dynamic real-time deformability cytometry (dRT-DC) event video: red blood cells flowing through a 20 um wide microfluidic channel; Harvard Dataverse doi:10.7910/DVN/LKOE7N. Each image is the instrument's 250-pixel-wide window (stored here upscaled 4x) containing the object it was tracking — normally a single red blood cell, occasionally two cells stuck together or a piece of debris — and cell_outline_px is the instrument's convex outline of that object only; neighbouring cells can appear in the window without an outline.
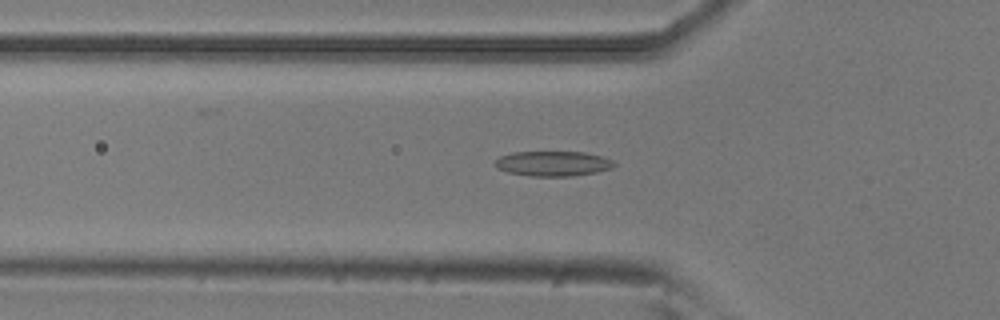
{"species": "common noctule bat (a hibernating species)", "species_latin": "Nyctalus noctula", "temperature_condition": "room temperature", "stored_images_in_passage": 53, "camera_frame_rate_fps": 3000, "um_per_image_px": 0.085, "animal": {"sex": "male", "body_mass_g": 20.5, "forearm_length_mm": 52.5}, "frame": {"image": 1, "passage_image": 17, "time_ms": 5.333, "image_size_px": [1000, 320], "cell_outline_px": [[616, 164], [612, 168], [596, 172], [572, 176], [532, 176], [508, 172], [496, 168], [492, 164], [500, 156], [512, 152], [584, 152], [600, 156], [612, 160]], "centroid_in_image_um": [46.97, 13.9], "position_along_channel_um": 78.8, "area_um2": 17.34}}
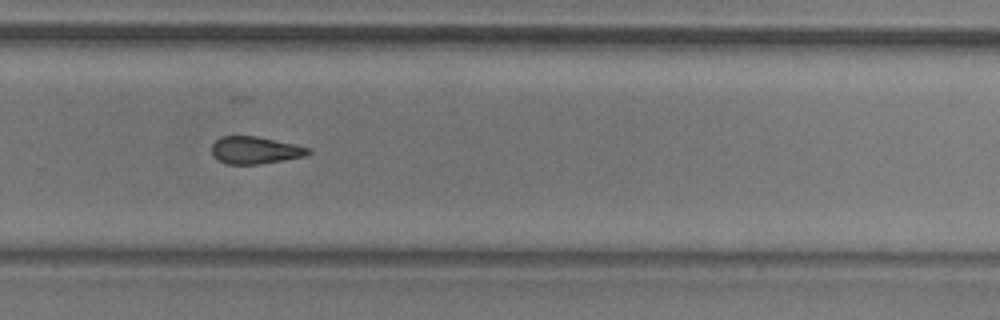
{"frame": {"image": 2, "passage_image": 35, "time_ms": 11.333, "image_size_px": [1000, 320], "cell_outline_px": [[312, 152], [304, 156], [260, 164], [228, 164], [212, 156], [212, 144], [220, 136], [256, 136], [296, 144], [308, 148]], "centroid_in_image_um": [21.67, 12.76], "position_along_channel_um": 308.1, "area_um2": 15.26}}
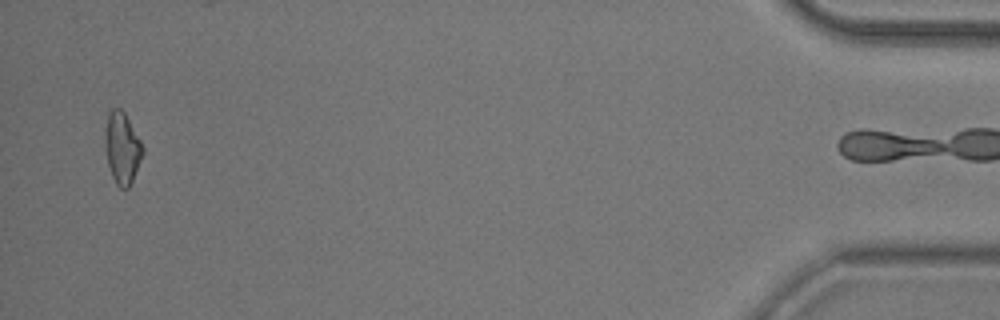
{"frame": {"image": 3, "passage_image": 51, "time_ms": 16.667, "image_size_px": [1000, 320], "cell_outline_px": [[144, 152], [132, 180], [128, 188], [120, 188], [116, 184], [112, 176], [108, 164], [104, 148], [104, 136], [108, 112], [112, 108], [120, 108], [124, 112], [140, 140], [144, 148]], "centroid_in_image_um": [10.36, 12.56], "position_along_channel_um": 424.8, "area_um2": 15.66}, "authors_computed_cell_mechanics": {"area_um2": 16.3574, "velocity_mm_per_s": 3.8169, "shape_relaxation_time_tau1_ms": null, "shape_relaxation_time_tau2_ms": 6.5341, "deformation_change_tau1": null, "deformation_change_tau2": 0.159}}